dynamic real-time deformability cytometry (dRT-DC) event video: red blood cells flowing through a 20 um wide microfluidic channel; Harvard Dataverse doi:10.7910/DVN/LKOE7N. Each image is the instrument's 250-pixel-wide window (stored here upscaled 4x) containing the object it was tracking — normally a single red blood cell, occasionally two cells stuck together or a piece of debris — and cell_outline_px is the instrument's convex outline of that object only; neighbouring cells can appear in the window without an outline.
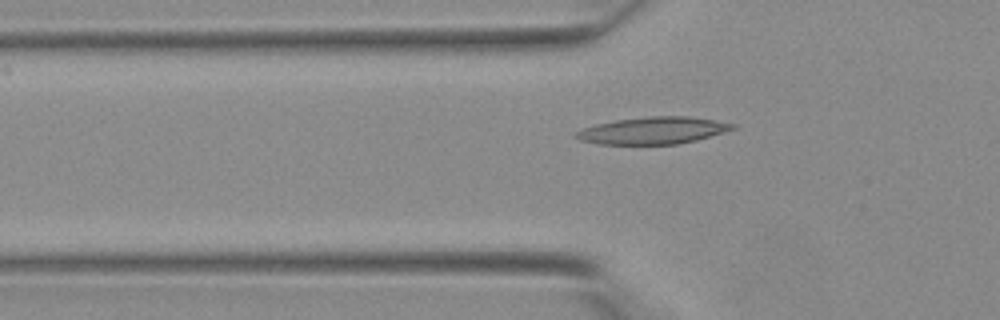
{"species": "Egyptian fruit bat (a non-hibernating species)", "species_latin": "Rousettus aegyptiacus", "temperature_condition": "warm", "stored_images_in_passage": 32, "segment_of_instrument_passage": [1, 2], "camera_frame_rate_fps": 3000, "um_per_image_px": 0.085, "animal": {"sex": "female"}, "frame": {"image": 1, "passage_image": 4, "time_ms": 1.0, "image_size_px": [1000, 320], "cell_outline_px": [[736, 128], [724, 132], [696, 140], [676, 144], [600, 144], [580, 140], [572, 136], [576, 132], [584, 128], [596, 124], [616, 120], [648, 116], [688, 116], [736, 124]], "centroid_in_image_um": [55.49, 11.09], "position_along_channel_um": 70.3, "area_um2": 24.51}}
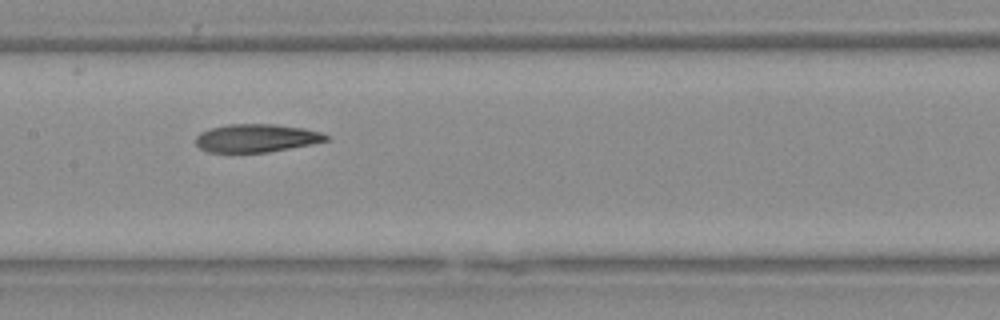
{"frame": {"image": 2, "passage_image": 11, "time_ms": 3.333, "image_size_px": [1000, 320], "cell_outline_px": [[328, 140], [312, 144], [268, 152], [208, 152], [200, 148], [196, 144], [196, 136], [200, 132], [212, 128], [228, 124], [276, 124], [304, 128], [320, 132], [328, 136]], "centroid_in_image_um": [21.79, 11.73], "position_along_channel_um": 185.6, "area_um2": 21.27}}
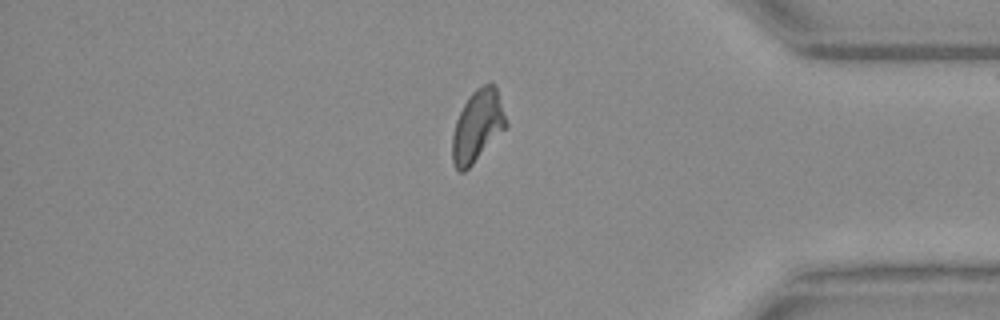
{"frame": {"image": 3, "passage_image": 25, "time_ms": 8.0, "image_size_px": [1000, 320], "cell_outline_px": [[508, 124], [472, 164], [464, 172], [460, 172], [456, 168], [452, 160], [452, 136], [456, 120], [464, 104], [472, 92], [476, 88], [492, 80], [496, 84]], "centroid_in_image_um": [40.58, 10.65], "position_along_channel_um": 394.6, "area_um2": 22.25}}